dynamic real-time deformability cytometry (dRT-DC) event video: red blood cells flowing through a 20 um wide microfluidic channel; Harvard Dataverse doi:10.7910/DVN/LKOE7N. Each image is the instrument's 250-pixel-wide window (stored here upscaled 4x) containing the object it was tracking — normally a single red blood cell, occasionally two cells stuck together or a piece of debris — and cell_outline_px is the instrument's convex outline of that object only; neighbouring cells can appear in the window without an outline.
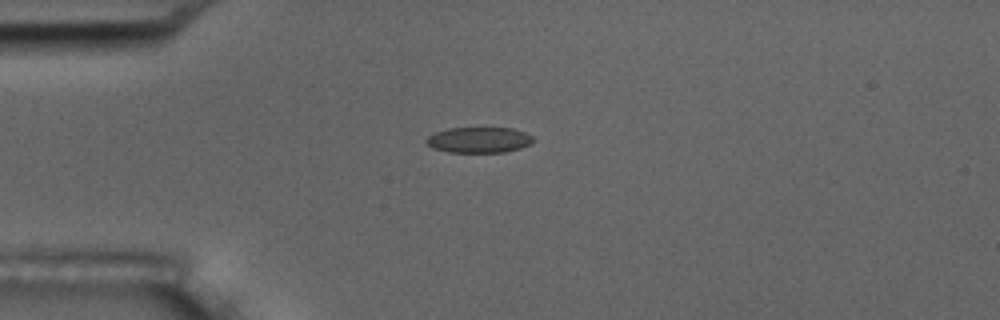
{"species": "common noctule bat (a hibernating species)", "species_latin": "Nyctalus noctula", "temperature_condition": "room temperature", "stored_images_in_passage": 4, "camera_frame_rate_fps": 3000, "um_per_image_px": 0.085, "animal": {"sex": "male", "body_mass_g": 17.5, "forearm_length_mm": 52.3}, "frame": {"image": 1, "passage_image": 1, "time_ms": 0.0, "image_size_px": [1000, 320], "cell_outline_px": [[536, 140], [532, 144], [520, 148], [504, 152], [448, 152], [432, 148], [424, 140], [428, 136], [436, 132], [448, 128], [512, 128], [524, 132], [532, 136]], "centroid_in_image_um": [40.73, 11.89], "position_along_channel_um": 44.3, "area_um2": 16.07}}